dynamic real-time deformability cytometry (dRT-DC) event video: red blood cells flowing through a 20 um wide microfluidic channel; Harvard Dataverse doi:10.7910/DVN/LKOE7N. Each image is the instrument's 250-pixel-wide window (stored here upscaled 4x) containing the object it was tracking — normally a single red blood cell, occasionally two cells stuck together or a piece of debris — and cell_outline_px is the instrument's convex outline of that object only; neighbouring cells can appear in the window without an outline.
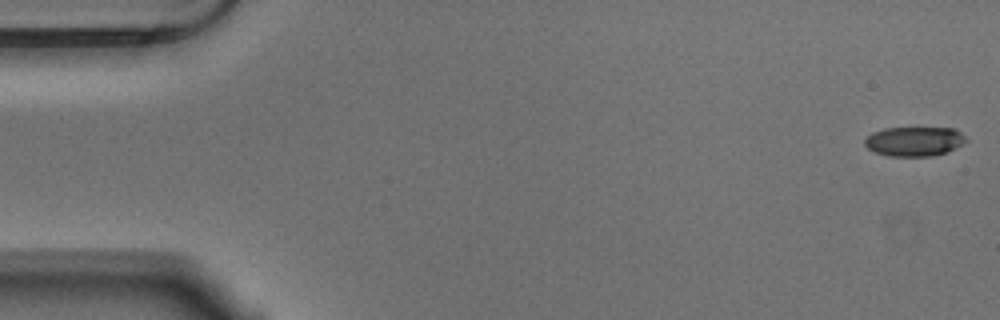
{"species": "Egyptian fruit bat (a non-hibernating species)", "species_latin": "Rousettus aegyptiacus", "temperature_condition": "warm", "stored_images_in_passage": 4, "camera_frame_rate_fps": 3000, "um_per_image_px": 0.085, "animal": {"sex": "male"}, "frame": {"image": 1, "passage_image": 1, "time_ms": 0.0, "image_size_px": [1000, 320], "cell_outline_px": [[968, 140], [964, 144], [948, 152], [932, 156], [888, 156], [872, 152], [864, 144], [864, 140], [872, 132], [884, 128], [956, 128]], "centroid_in_image_um": [77.72, 12.02], "position_along_channel_um": 7.3, "area_um2": 17.63}}